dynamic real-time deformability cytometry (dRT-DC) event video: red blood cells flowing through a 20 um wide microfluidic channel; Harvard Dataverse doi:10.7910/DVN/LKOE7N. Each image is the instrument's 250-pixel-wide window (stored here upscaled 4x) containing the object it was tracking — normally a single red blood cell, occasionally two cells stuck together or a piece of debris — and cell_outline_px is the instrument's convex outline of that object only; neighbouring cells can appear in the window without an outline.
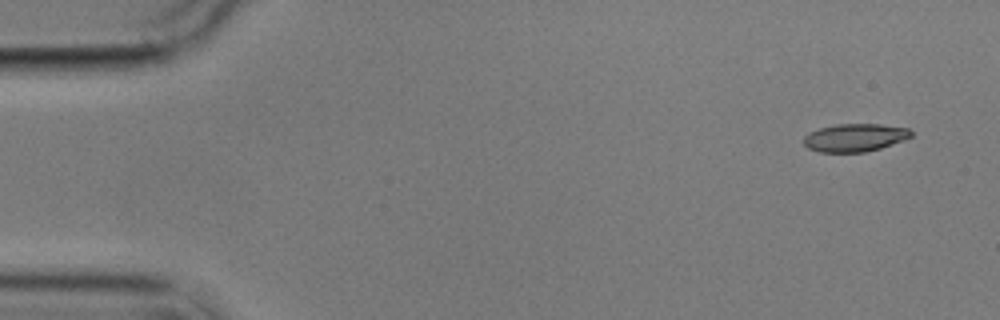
{"species": "common noctule bat (a hibernating species)", "species_latin": "Nyctalus noctula", "temperature_condition": "cold", "stored_images_in_passage": 14, "camera_frame_rate_fps": 3000, "um_per_image_px": 0.085, "animal": {"sex": "male", "body_mass_g": 17.9}, "frame": {"image": 1, "passage_image": 1, "time_ms": 0.0, "image_size_px": [1000, 320], "cell_outline_px": [[912, 136], [904, 140], [880, 148], [864, 152], [820, 152], [808, 148], [804, 144], [804, 136], [808, 132], [820, 128], [836, 124], [880, 124], [908, 128], [912, 132]], "centroid_in_image_um": [72.65, 11.69], "position_along_channel_um": 12.3, "area_um2": 17.46}}
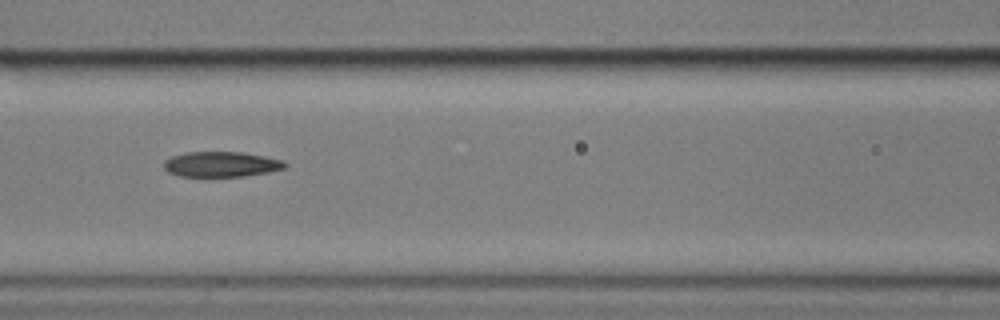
{"frame": {"image": 2, "passage_image": 6, "time_ms": 7.0, "image_size_px": [1000, 320], "cell_outline_px": [[288, 164], [284, 168], [268, 172], [244, 176], [180, 176], [168, 172], [164, 168], [164, 160], [172, 156], [184, 152], [244, 152], [284, 160]], "centroid_in_image_um": [18.81, 13.95], "position_along_channel_um": 147.8, "area_um2": 17.86}}
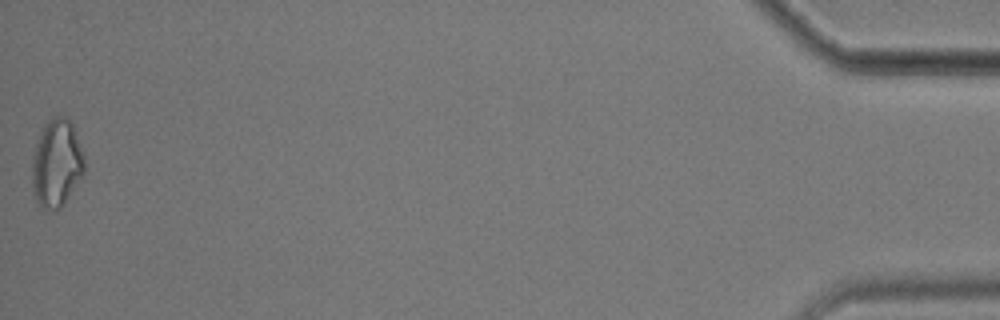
{"frame": {"image": 3, "passage_image": 14, "time_ms": 17.667, "image_size_px": [1000, 320], "cell_outline_px": [[84, 172], [60, 208], [48, 212], [36, 200], [32, 192], [32, 156], [40, 132], [48, 120], [56, 116], [64, 116], [72, 124], [84, 156]], "centroid_in_image_um": [4.78, 13.89], "position_along_channel_um": 430.4, "area_um2": 26.47}, "authors_computed_cell_mechanics": {"area_um2": 18.5538, "velocity_mm_per_s": 3.5454, "shape_relaxation_time_tau1_ms": 10.1006, "shape_relaxation_time_tau2_ms": 3.2599, "deformation_change_tau1": 0.2307, "deformation_change_tau2": 0.1025}}